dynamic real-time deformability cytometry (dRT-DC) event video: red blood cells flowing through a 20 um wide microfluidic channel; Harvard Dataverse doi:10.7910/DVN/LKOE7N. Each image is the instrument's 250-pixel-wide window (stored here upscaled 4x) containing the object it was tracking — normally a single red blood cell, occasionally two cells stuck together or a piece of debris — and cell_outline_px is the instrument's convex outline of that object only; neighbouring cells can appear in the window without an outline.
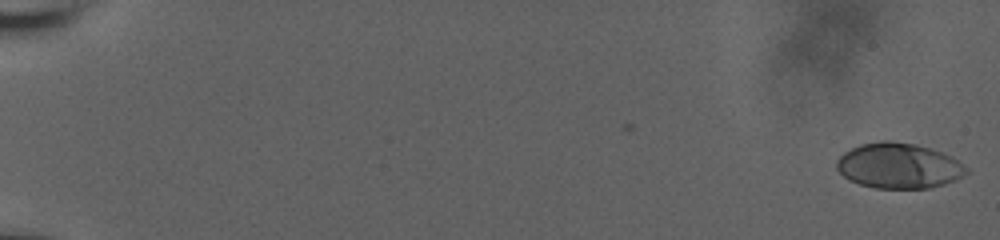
{"species": "human", "species_latin": "Homo sapiens", "temperature_condition": "room temperature", "stored_images_in_passage": 59, "camera_frame_rate_fps": 3000, "um_per_image_px": 0.085, "donor": {"sex": "male"}, "frame": {"image": 1, "passage_image": 1, "time_ms": 0.0, "image_size_px": [1000, 240], "cell_outline_px": [[968, 172], [964, 176], [956, 180], [944, 184], [928, 188], [876, 188], [860, 184], [848, 180], [836, 168], [836, 160], [844, 152], [860, 144], [880, 140], [888, 140], [916, 144], [952, 156], [968, 168]], "centroid_in_image_um": [76.39, 14.08], "position_along_channel_um": 8.6, "area_um2": 34.39}}
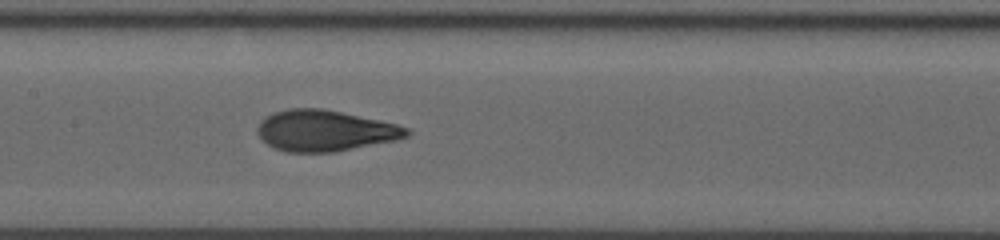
{"frame": {"image": 2, "passage_image": 32, "time_ms": 10.333, "image_size_px": [1000, 240], "cell_outline_px": [[412, 132], [408, 136], [396, 140], [332, 152], [288, 152], [276, 148], [268, 144], [260, 136], [256, 128], [260, 120], [272, 112], [288, 108], [320, 108], [380, 120], [396, 124], [408, 128]], "centroid_in_image_um": [27.61, 11.1], "position_along_channel_um": 179.8, "area_um2": 35.49}}
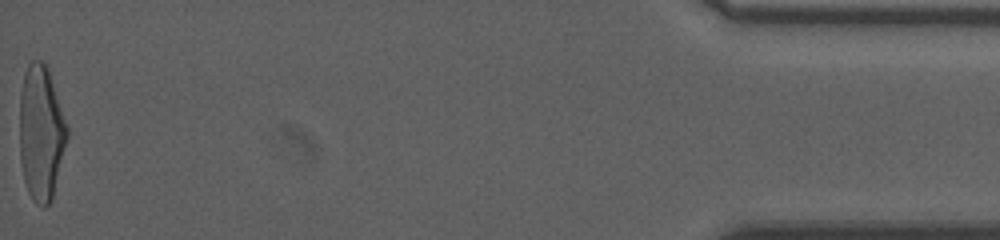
{"frame": {"image": 3, "passage_image": 59, "time_ms": 19.333, "image_size_px": [1000, 240], "cell_outline_px": [[68, 136], [52, 200], [44, 208], [36, 204], [32, 200], [28, 192], [24, 180], [20, 160], [20, 92], [24, 72], [28, 64], [32, 60], [40, 60], [48, 68], [68, 128]], "centroid_in_image_um": [3.48, 11.31], "position_along_channel_um": 431.7, "area_um2": 37.45}, "authors_computed_cell_mechanics": {"area_um2": 35.0268, "velocity_mm_per_s": 3.7553, "shape_relaxation_time_tau1_ms": 5.3047, "shape_relaxation_time_tau2_ms": 0.7796, "deformation_change_tau1": 0.2134, "deformation_change_tau2": 0.0717}}